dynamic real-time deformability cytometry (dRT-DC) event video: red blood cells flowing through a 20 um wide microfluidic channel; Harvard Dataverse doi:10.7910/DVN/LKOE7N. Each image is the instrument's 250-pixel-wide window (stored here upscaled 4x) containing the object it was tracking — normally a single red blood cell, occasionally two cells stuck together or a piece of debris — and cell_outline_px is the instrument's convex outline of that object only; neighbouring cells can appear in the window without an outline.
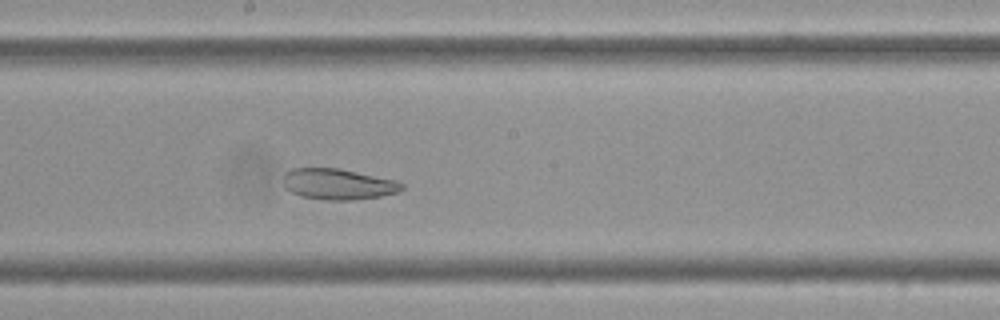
{"species": "Egyptian fruit bat (a non-hibernating species)", "species_latin": "Rousettus aegyptiacus", "temperature_condition": "cold", "stored_images_in_passage": 53, "camera_frame_rate_fps": 3000, "um_per_image_px": 0.085, "frame": {"image": 1, "passage_image": 27, "time_ms": 8.667, "image_size_px": [1000, 320], "cell_outline_px": [[404, 188], [400, 192], [380, 196], [352, 200], [324, 200], [300, 196], [292, 192], [284, 184], [284, 176], [292, 168], [336, 168], [396, 180], [404, 184]], "centroid_in_image_um": [28.78, 15.66], "position_along_channel_um": 219.4, "area_um2": 21.15}}
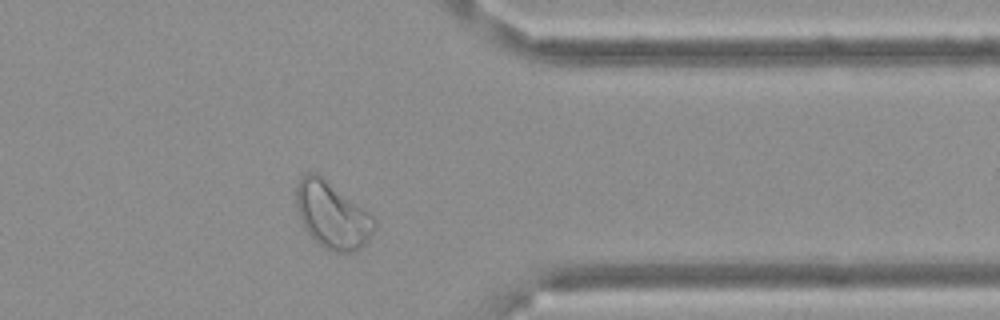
{"frame": {"image": 2, "passage_image": 42, "time_ms": 13.667, "image_size_px": [1000, 320], "cell_outline_px": [[376, 228], [368, 240], [360, 248], [352, 252], [336, 252], [324, 248], [304, 228], [296, 208], [296, 184], [308, 172], [316, 172], [364, 208], [376, 220]], "centroid_in_image_um": [28.24, 18.29], "position_along_channel_um": 383.2, "area_um2": 30.06}}
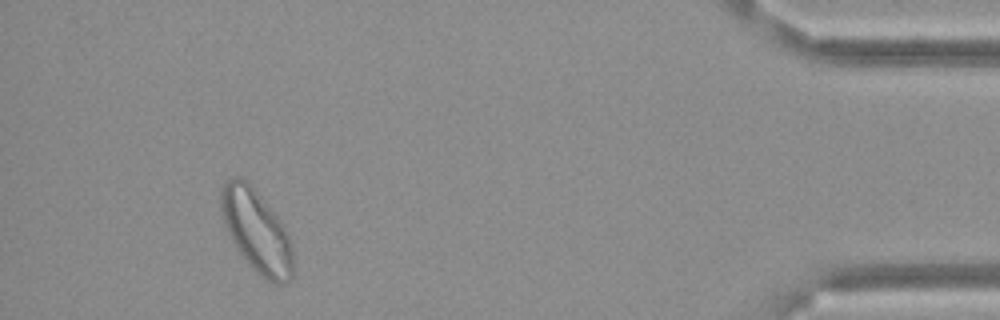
{"frame": {"image": 3, "passage_image": 49, "time_ms": 16.0, "image_size_px": [1000, 320], "cell_outline_px": [[292, 280], [280, 284], [272, 284], [240, 252], [232, 240], [224, 224], [220, 208], [220, 192], [224, 184], [232, 176], [236, 176], [244, 180], [256, 192], [276, 216], [284, 228], [292, 244]], "centroid_in_image_um": [21.79, 19.63], "position_along_channel_um": 413.4, "area_um2": 33.41}}